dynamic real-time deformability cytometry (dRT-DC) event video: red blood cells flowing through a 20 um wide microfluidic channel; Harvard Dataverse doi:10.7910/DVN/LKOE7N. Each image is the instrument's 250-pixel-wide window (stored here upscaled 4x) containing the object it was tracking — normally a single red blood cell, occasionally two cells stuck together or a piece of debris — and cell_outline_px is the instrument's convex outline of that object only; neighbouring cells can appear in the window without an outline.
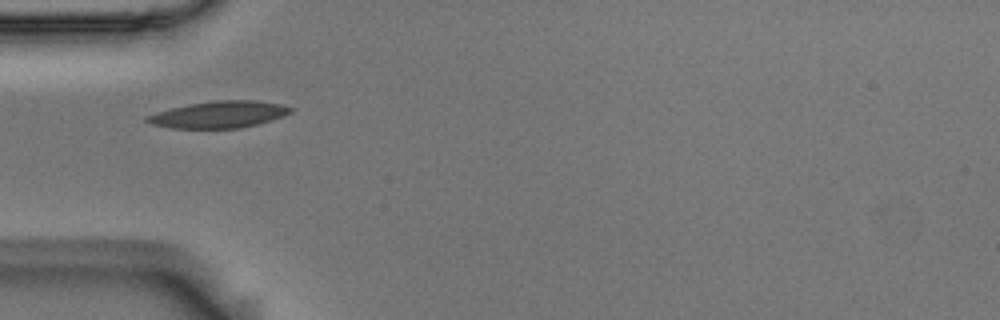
{"species": "Egyptian fruit bat (a non-hibernating species)", "species_latin": "Rousettus aegyptiacus", "temperature_condition": "room temperature", "stored_images_in_passage": 4, "camera_frame_rate_fps": 3000, "um_per_image_px": 0.085, "animal": {"sex": "male"}, "frame": {"image": 1, "passage_image": 1, "time_ms": 0.0, "image_size_px": [1000, 320], "cell_outline_px": [[292, 112], [284, 116], [272, 120], [240, 128], [172, 128], [152, 124], [144, 120], [144, 116], [156, 112], [188, 104], [212, 100], [252, 100], [280, 104], [292, 108]], "centroid_in_image_um": [18.59, 9.73], "position_along_channel_um": 66.4, "area_um2": 22.37}}
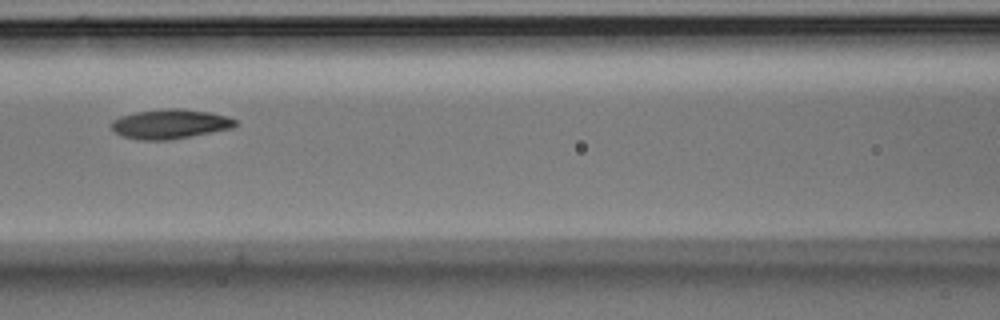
{"frame": {"image": 2, "passage_image": 3, "time_ms": 0.667, "image_size_px": [1000, 320], "cell_outline_px": [[236, 124], [232, 128], [212, 132], [168, 140], [140, 140], [124, 136], [116, 132], [112, 128], [112, 120], [120, 116], [136, 112], [164, 108], [180, 108], [212, 112], [228, 116], [236, 120]], "centroid_in_image_um": [14.48, 10.52], "position_along_channel_um": 152.1, "area_um2": 21.27}}
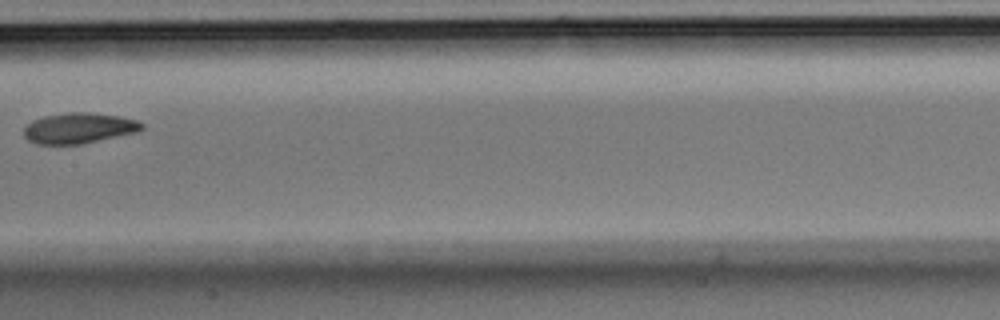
{"frame": {"image": 3, "passage_image": 4, "time_ms": 1.0, "image_size_px": [1000, 320], "cell_outline_px": [[144, 128], [136, 132], [80, 144], [36, 144], [28, 140], [24, 136], [24, 128], [32, 120], [44, 116], [68, 112], [88, 112], [120, 116], [136, 120], [144, 124]], "centroid_in_image_um": [6.69, 10.88], "position_along_channel_um": 200.7, "area_um2": 20.92}}